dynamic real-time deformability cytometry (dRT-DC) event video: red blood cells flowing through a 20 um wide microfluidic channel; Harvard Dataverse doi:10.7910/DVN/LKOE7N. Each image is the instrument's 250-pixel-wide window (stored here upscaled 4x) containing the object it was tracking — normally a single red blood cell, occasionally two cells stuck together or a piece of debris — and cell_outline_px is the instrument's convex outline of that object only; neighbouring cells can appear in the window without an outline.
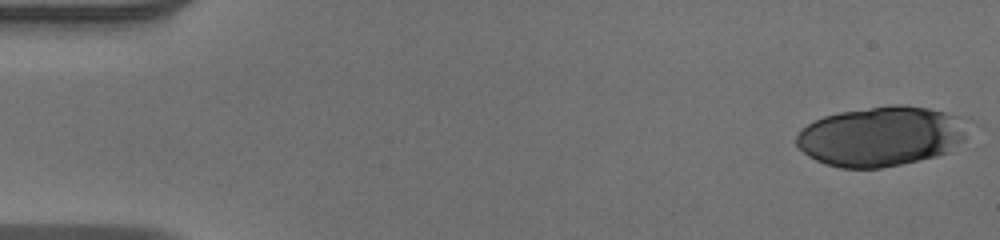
{"species": "human", "species_latin": "Homo sapiens", "temperature_condition": "warm", "stored_images_in_passage": 19, "camera_frame_rate_fps": 3000, "um_per_image_px": 0.085, "donor": {"sex": "male"}, "frame": {"image": 1, "passage_image": 1, "time_ms": 0.0, "image_size_px": [1000, 240], "cell_outline_px": [[984, 124], [964, 140], [948, 152], [936, 156], [900, 164], [880, 168], [840, 168], [824, 164], [808, 156], [796, 144], [796, 136], [800, 128], [824, 116], [840, 112], [888, 104], [904, 104], [928, 108], [960, 116]], "centroid_in_image_um": [75.06, 11.55], "position_along_channel_um": 9.9, "area_um2": 61.44}}
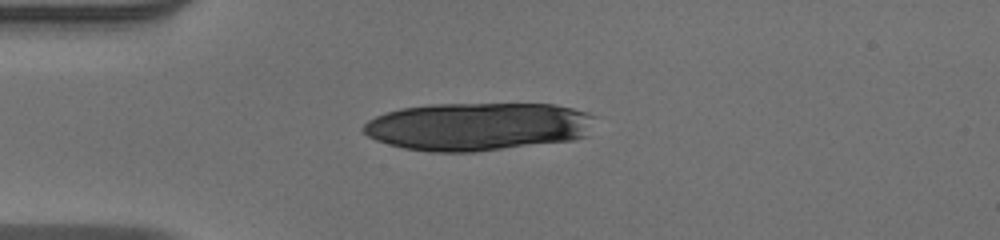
{"frame": {"image": 2, "passage_image": 13, "time_ms": 4.0, "image_size_px": [1000, 240], "cell_outline_px": [[596, 116], [584, 136], [572, 140], [476, 152], [428, 152], [404, 148], [388, 144], [376, 140], [368, 136], [360, 128], [368, 120], [384, 112], [400, 108], [432, 104], [556, 104], [588, 112]], "centroid_in_image_um": [40.57, 10.75], "position_along_channel_um": 44.4, "area_um2": 65.14}}